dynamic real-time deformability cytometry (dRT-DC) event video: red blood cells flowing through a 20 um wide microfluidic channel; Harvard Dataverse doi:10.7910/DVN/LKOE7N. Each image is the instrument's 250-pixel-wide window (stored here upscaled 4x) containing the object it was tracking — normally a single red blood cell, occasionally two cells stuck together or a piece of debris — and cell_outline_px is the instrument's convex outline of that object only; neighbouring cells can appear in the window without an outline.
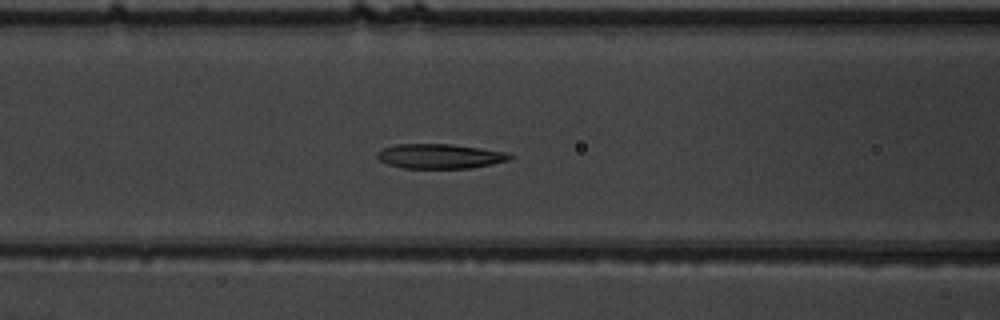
{"species": "common noctule bat (a hibernating species)", "species_latin": "Nyctalus noctula", "temperature_condition": "warm", "stored_images_in_passage": 22, "camera_frame_rate_fps": 3000, "um_per_image_px": 0.085, "animal": {"sex": "male", "body_mass_g": 19.5, "forearm_length_mm": 54.6}, "frame": {"image": 1, "passage_image": 4, "time_ms": 1.0, "image_size_px": [1000, 320], "cell_outline_px": [[516, 156], [508, 160], [492, 164], [468, 168], [404, 168], [388, 164], [380, 160], [376, 156], [376, 152], [384, 148], [396, 144], [452, 144], [512, 152]], "centroid_in_image_um": [37.46, 13.27], "position_along_channel_um": 129.1, "area_um2": 19.25}}
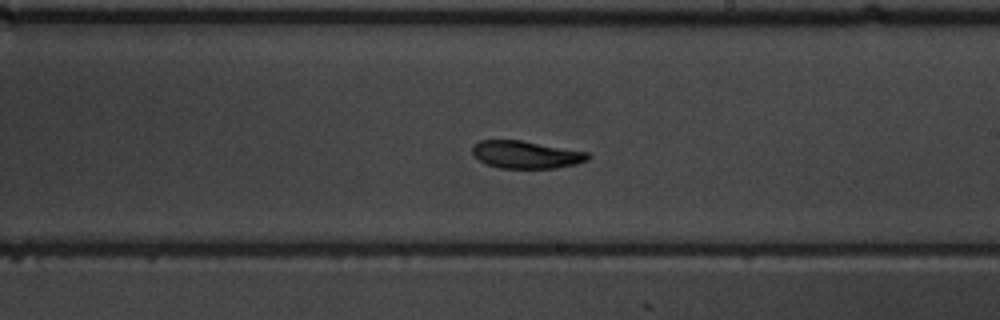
{"frame": {"image": 2, "passage_image": 13, "time_ms": 4.0, "image_size_px": [1000, 320], "cell_outline_px": [[592, 156], [588, 160], [576, 164], [556, 168], [500, 168], [488, 164], [480, 160], [472, 152], [472, 144], [480, 140], [520, 140], [588, 152]], "centroid_in_image_um": [44.73, 13.14], "position_along_channel_um": 244.3, "area_um2": 18.5}}
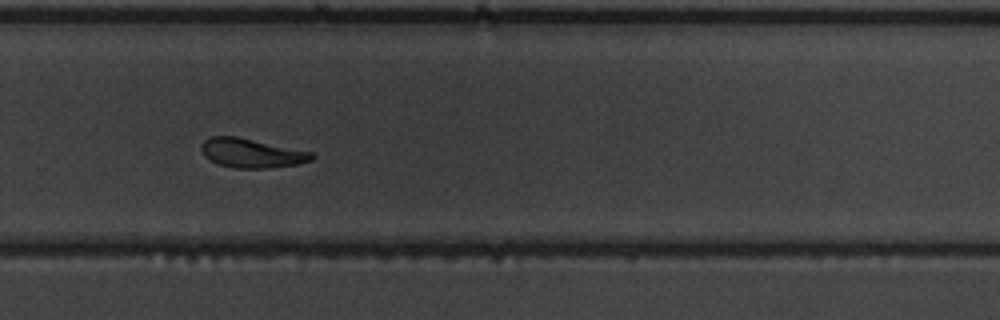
{"frame": {"image": 3, "passage_image": 18, "time_ms": 5.667, "image_size_px": [1000, 320], "cell_outline_px": [[316, 156], [312, 160], [296, 164], [272, 168], [232, 168], [216, 164], [204, 156], [200, 148], [204, 140], [212, 136], [236, 136], [312, 152]], "centroid_in_image_um": [21.36, 13.02], "position_along_channel_um": 308.4, "area_um2": 18.84}}